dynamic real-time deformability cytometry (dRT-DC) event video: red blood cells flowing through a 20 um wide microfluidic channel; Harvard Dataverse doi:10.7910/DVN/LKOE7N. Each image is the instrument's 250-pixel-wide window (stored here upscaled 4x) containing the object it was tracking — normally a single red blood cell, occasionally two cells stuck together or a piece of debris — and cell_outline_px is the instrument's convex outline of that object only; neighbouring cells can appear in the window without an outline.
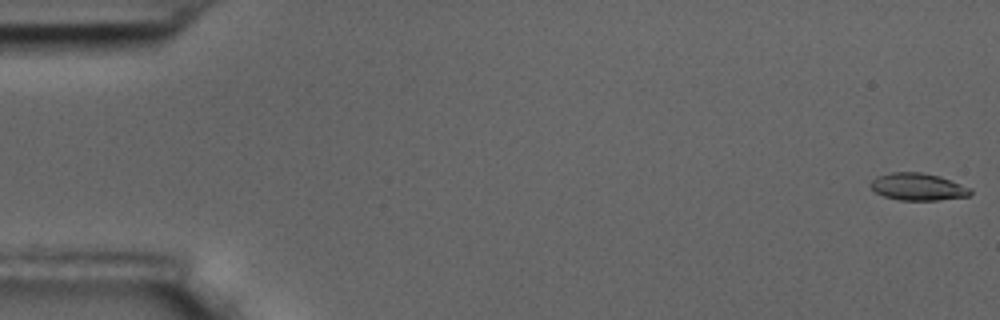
{"species": "common noctule bat (a hibernating species)", "species_latin": "Nyctalus noctula", "temperature_condition": "room temperature", "stored_images_in_passage": 58, "camera_frame_rate_fps": 3000, "um_per_image_px": 0.085, "animal": {"sex": "male", "body_mass_g": 17.5, "forearm_length_mm": 52.3}, "frame": {"image": 1, "passage_image": 1, "time_ms": 0.0, "image_size_px": [1000, 320], "cell_outline_px": [[972, 192], [968, 196], [936, 200], [900, 200], [884, 196], [876, 192], [872, 188], [872, 180], [876, 176], [892, 172], [920, 172], [940, 176], [972, 188]], "centroid_in_image_um": [78.05, 15.87], "position_along_channel_um": 7.0, "area_um2": 15.72}}
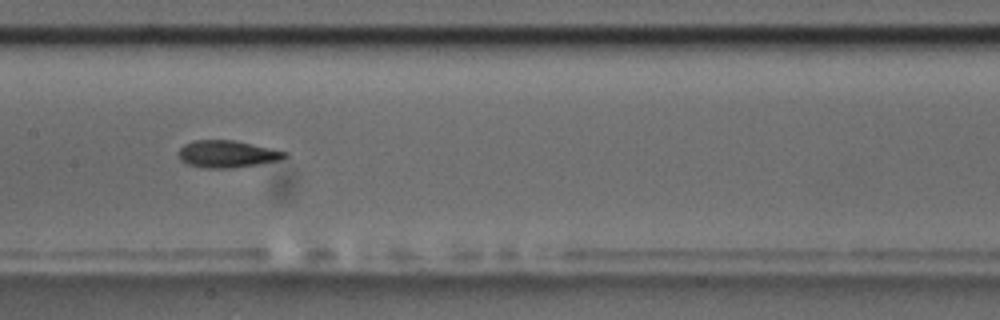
{"frame": {"image": 2, "passage_image": 29, "time_ms": 9.333, "image_size_px": [1000, 320], "cell_outline_px": [[288, 156], [280, 160], [232, 168], [200, 168], [188, 164], [180, 160], [176, 152], [184, 144], [192, 140], [232, 140], [272, 148], [288, 152]], "centroid_in_image_um": [19.27, 13.09], "position_along_channel_um": 188.1, "area_um2": 16.94}}
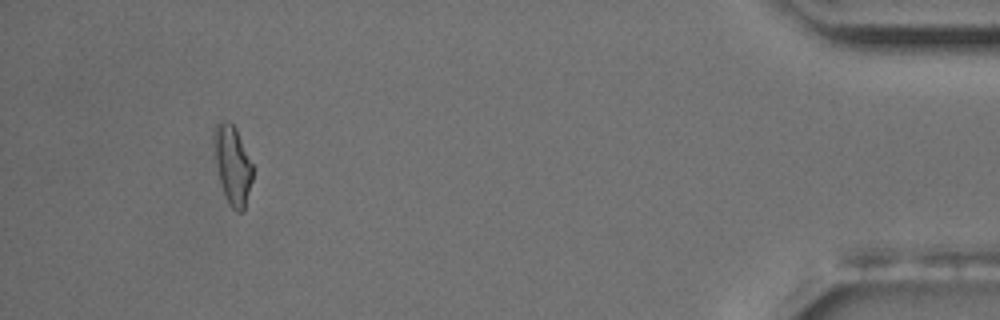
{"frame": {"image": 3, "passage_image": 54, "time_ms": 17.667, "image_size_px": [1000, 320], "cell_outline_px": [[252, 180], [244, 212], [236, 212], [228, 204], [224, 196], [216, 164], [212, 140], [212, 132], [216, 120], [224, 120], [232, 124], [236, 128], [252, 164]], "centroid_in_image_um": [19.73, 14.0], "position_along_channel_um": 415.5, "area_um2": 18.03}, "authors_computed_cell_mechanics": {"area_um2": 16.5886, "velocity_mm_per_s": 3.5223, "shape_relaxation_time_tau1_ms": 3.578, "shape_relaxation_time_tau2_ms": 3.4066, "deformation_change_tau1": 0.1454, "deformation_change_tau2": 0.0951}}